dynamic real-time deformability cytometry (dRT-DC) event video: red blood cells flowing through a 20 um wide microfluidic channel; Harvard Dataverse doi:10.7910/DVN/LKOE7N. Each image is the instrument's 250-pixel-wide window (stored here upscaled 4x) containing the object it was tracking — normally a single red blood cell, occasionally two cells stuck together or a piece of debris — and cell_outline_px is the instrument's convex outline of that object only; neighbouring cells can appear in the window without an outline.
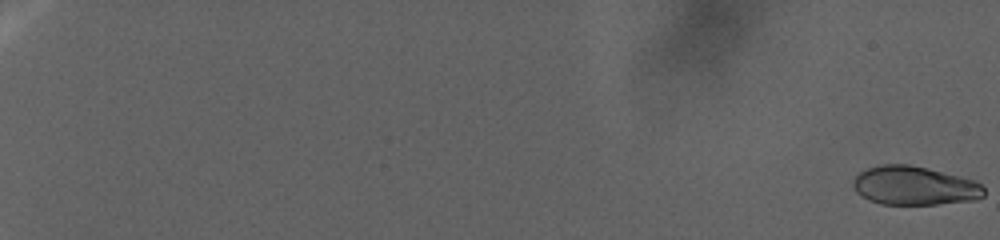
{"species": "human", "species_latin": "Homo sapiens", "temperature_condition": "warm", "stored_images_in_passage": 200, "camera_frame_rate_fps": 3000, "um_per_image_px": 0.085, "donor": {"sex": "female"}, "frame": {"image": 1, "passage_image": 1, "time_ms": 0.0, "image_size_px": [1000, 240], "cell_outline_px": [[984, 196], [976, 200], [936, 204], [880, 204], [868, 200], [856, 192], [852, 184], [852, 180], [860, 172], [876, 164], [908, 164], [976, 180], [984, 188]], "centroid_in_image_um": [77.7, 15.78], "position_along_channel_um": 7.3, "area_um2": 29.65}}
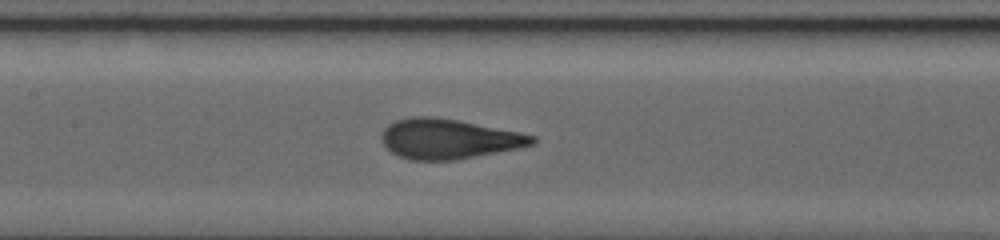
{"frame": {"image": 2, "passage_image": 103, "time_ms": 31.333, "image_size_px": [1000, 240], "cell_outline_px": [[536, 144], [520, 148], [456, 160], [408, 160], [392, 152], [380, 140], [380, 132], [388, 124], [396, 120], [412, 116], [432, 116], [460, 120], [520, 132], [536, 136]], "centroid_in_image_um": [38.14, 11.8], "position_along_channel_um": 169.3, "area_um2": 35.43}}
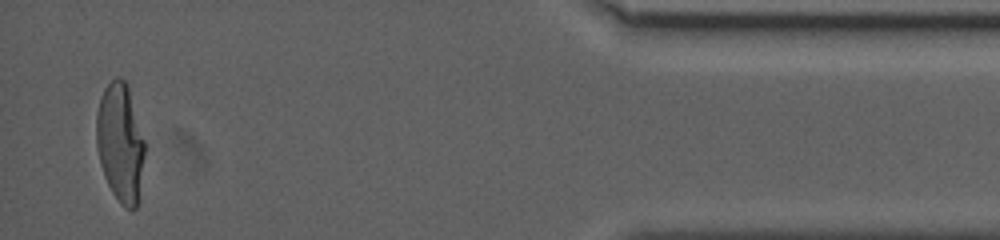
{"frame": {"image": 3, "passage_image": 192, "time_ms": 53.0, "image_size_px": [1000, 240], "cell_outline_px": [[144, 156], [136, 208], [124, 208], [120, 204], [112, 192], [104, 176], [100, 164], [96, 144], [96, 112], [104, 88], [116, 76], [120, 76], [128, 84], [144, 140]], "centroid_in_image_um": [10.2, 12.09], "position_along_channel_um": 425.0, "area_um2": 33.29}}